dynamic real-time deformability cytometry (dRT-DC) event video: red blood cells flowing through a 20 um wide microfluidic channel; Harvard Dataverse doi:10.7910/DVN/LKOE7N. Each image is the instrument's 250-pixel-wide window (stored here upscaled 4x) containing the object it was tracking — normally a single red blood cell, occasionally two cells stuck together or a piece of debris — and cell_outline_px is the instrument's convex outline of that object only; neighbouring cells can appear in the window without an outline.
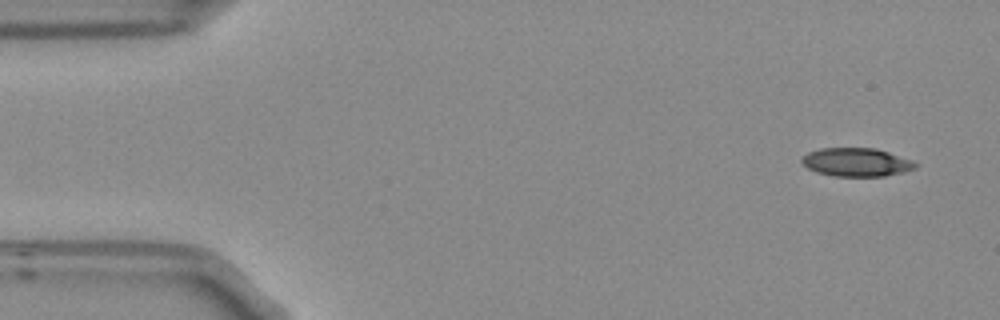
{"species": "Egyptian fruit bat (a non-hibernating species)", "species_latin": "Rousettus aegyptiacus", "temperature_condition": "room temperature", "stored_images_in_passage": 5, "camera_frame_rate_fps": 3000, "um_per_image_px": 0.085, "frame": {"image": 1, "passage_image": 1, "time_ms": 0.0, "image_size_px": [1000, 320], "cell_outline_px": [[920, 164], [916, 168], [904, 172], [884, 176], [836, 176], [816, 172], [808, 168], [800, 160], [800, 156], [808, 152], [820, 148], [876, 148], [912, 160]], "centroid_in_image_um": [72.8, 13.78], "position_along_channel_um": 12.2, "area_um2": 18.96}}
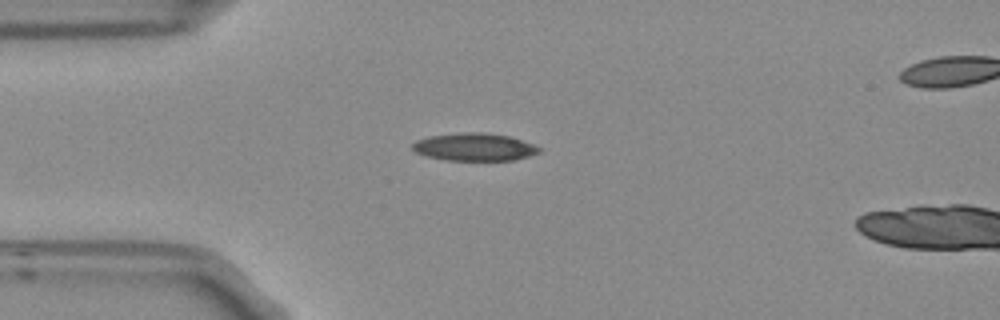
{"frame": {"image": 2, "passage_image": 4, "time_ms": 1.0, "image_size_px": [1000, 320], "cell_outline_px": [[540, 152], [528, 156], [512, 160], [444, 160], [424, 156], [416, 152], [412, 148], [412, 144], [416, 140], [428, 136], [460, 132], [484, 132], [508, 136], [532, 144], [540, 148]], "centroid_in_image_um": [40.26, 12.49], "position_along_channel_um": 44.7, "area_um2": 20.4}}